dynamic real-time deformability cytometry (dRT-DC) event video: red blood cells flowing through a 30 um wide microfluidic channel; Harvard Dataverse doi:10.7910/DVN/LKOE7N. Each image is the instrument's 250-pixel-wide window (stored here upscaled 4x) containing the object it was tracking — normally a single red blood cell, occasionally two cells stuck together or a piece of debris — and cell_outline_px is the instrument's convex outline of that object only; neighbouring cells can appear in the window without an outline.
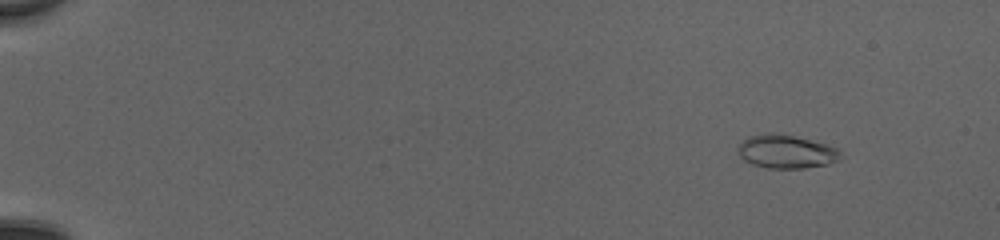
{"species": "common noctule bat (a hibernating species)", "species_latin": "Nyctalus noctula", "temperature_condition": "cold", "stored_images_in_passage": 52, "camera_frame_rate_fps": 3000, "um_per_image_px": 0.085, "animal": {"sex": "female", "body_mass_g": 20.0, "forearm_length_mm": 54.0}, "frame": {"image": 1, "passage_image": 7, "time_ms": 2.0, "image_size_px": [1000, 240], "cell_outline_px": [[840, 160], [828, 164], [804, 168], [768, 168], [752, 164], [744, 160], [740, 156], [736, 148], [748, 136], [768, 132], [776, 132], [796, 136], [824, 144], [836, 148], [840, 152]], "centroid_in_image_um": [66.79, 12.88], "position_along_channel_um": 18.2, "area_um2": 20.06}}
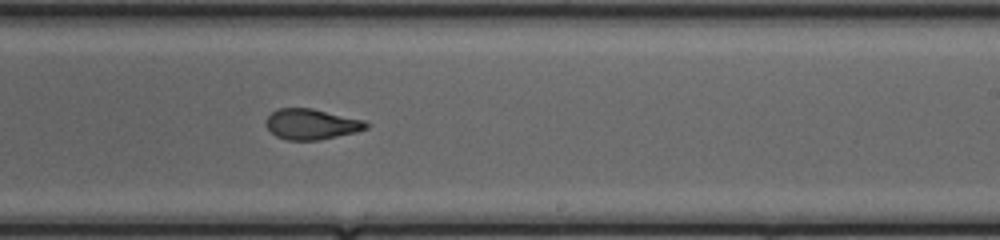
{"frame": {"image": 2, "passage_image": 35, "time_ms": 11.333, "image_size_px": [1000, 240], "cell_outline_px": [[372, 124], [368, 128], [356, 132], [320, 140], [288, 140], [276, 136], [264, 124], [264, 120], [276, 108], [312, 108], [364, 120]], "centroid_in_image_um": [26.48, 10.55], "position_along_channel_um": 262.5, "area_um2": 18.03}}
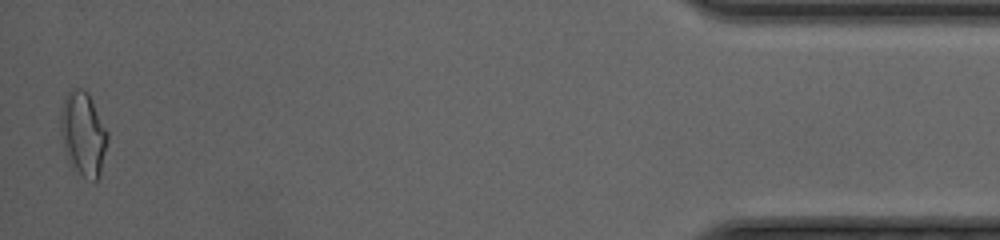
{"frame": {"image": 3, "passage_image": 52, "time_ms": 17.0, "image_size_px": [1000, 240], "cell_outline_px": [[108, 140], [100, 176], [92, 184], [68, 164], [60, 132], [60, 112], [64, 96], [72, 88], [80, 88], [88, 92], [108, 132]], "centroid_in_image_um": [7.06, 11.41], "position_along_channel_um": 428.1, "area_um2": 23.47}, "authors_computed_cell_mechanics": {"area_um2": 19.0451, "velocity_mm_per_s": 4.2102, "shape_relaxation_time_tau1_ms": 5.8612, "shape_relaxation_time_tau2_ms": 1.3452, "deformation_change_tau1": 0.1719, "deformation_change_tau2": 0.0843}}